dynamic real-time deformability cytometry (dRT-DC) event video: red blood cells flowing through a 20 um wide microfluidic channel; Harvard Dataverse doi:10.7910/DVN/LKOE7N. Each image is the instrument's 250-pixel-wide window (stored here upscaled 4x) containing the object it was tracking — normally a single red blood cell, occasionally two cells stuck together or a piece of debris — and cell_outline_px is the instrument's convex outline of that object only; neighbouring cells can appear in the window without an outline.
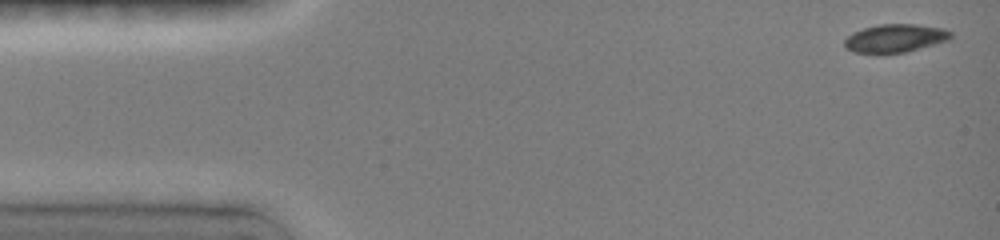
{"species": "common noctule bat (a hibernating species)", "species_latin": "Nyctalus noctula", "temperature_condition": "room temperature", "stored_images_in_passage": 33, "camera_frame_rate_fps": 3000, "um_per_image_px": 0.085, "animal": {"sex": "female", "body_mass_g": 19.0, "forearm_length_mm": 51.5}, "frame": {"image": 1, "passage_image": 1, "time_ms": 0.0, "image_size_px": [1000, 240], "cell_outline_px": [[952, 36], [948, 40], [920, 48], [904, 52], [852, 52], [844, 48], [844, 40], [852, 32], [864, 28], [880, 24], [916, 24], [944, 28], [952, 32]], "centroid_in_image_um": [76.08, 3.23], "position_along_channel_um": 8.9, "area_um2": 17.28}}
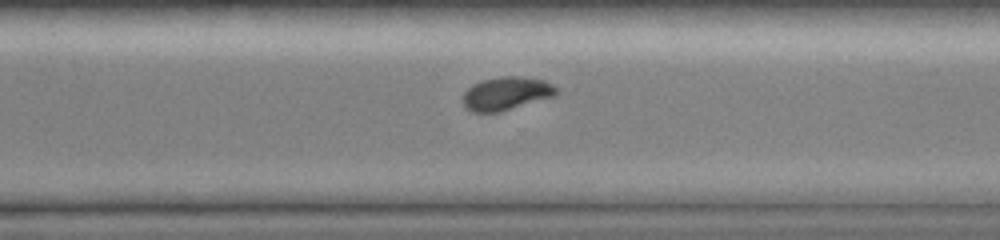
{"frame": {"image": 2, "passage_image": 22, "time_ms": 10.667, "image_size_px": [1000, 240], "cell_outline_px": [[556, 92], [552, 96], [500, 112], [472, 112], [464, 108], [464, 92], [472, 84], [484, 80], [500, 76], [520, 76], [544, 80], [552, 84], [556, 88]], "centroid_in_image_um": [42.99, 7.94], "position_along_channel_um": 327.6, "area_um2": 17.86}}
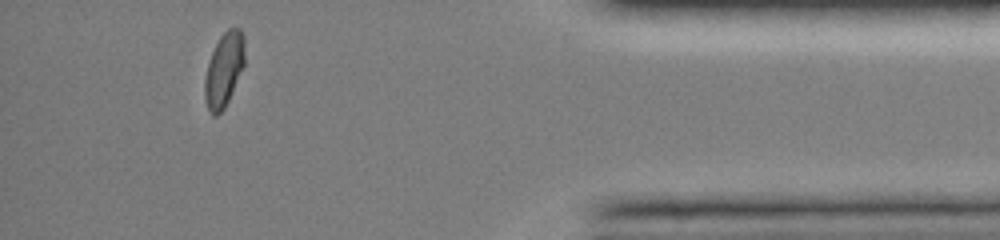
{"frame": {"image": 3, "passage_image": 30, "time_ms": 13.667, "image_size_px": [1000, 240], "cell_outline_px": [[244, 64], [232, 92], [224, 108], [216, 116], [212, 116], [208, 112], [204, 100], [204, 80], [208, 64], [212, 52], [220, 36], [228, 28], [240, 28], [244, 36]], "centroid_in_image_um": [19.02, 5.94], "position_along_channel_um": 416.2, "area_um2": 17.22}, "authors_computed_cell_mechanics": {"area_um2": 18.1492, "velocity_mm_per_s": 4.0587, "shape_relaxation_time_tau1_ms": 4.7044, "shape_relaxation_time_tau2_ms": null, "deformation_change_tau1": 0.1468, "deformation_change_tau2": null}}